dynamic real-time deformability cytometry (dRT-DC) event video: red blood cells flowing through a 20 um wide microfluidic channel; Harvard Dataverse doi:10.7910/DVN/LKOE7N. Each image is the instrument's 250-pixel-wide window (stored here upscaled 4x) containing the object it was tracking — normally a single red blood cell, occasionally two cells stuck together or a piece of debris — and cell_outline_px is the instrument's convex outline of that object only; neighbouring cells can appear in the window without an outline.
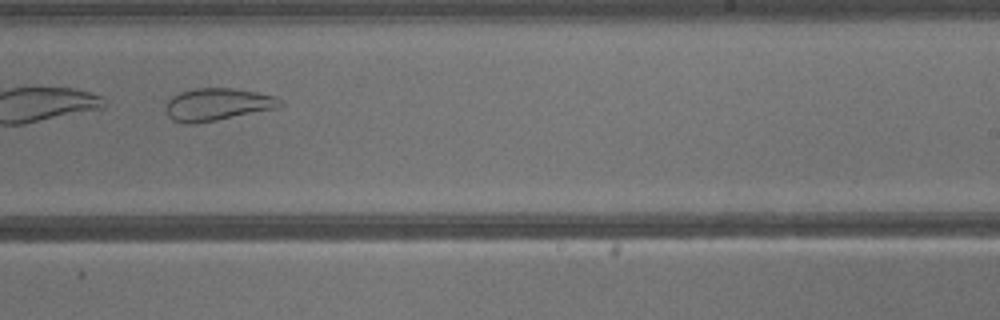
{"species": "common noctule bat (a hibernating species)", "species_latin": "Nyctalus noctula", "temperature_condition": "warm", "stored_images_in_passage": 34, "camera_frame_rate_fps": 3000, "um_per_image_px": 0.085, "animal": {"sex": "male", "body_mass_g": 13.3}, "frame": {"image": 1, "passage_image": 20, "time_ms": 6.333, "image_size_px": [1000, 320], "cell_outline_px": [[284, 104], [276, 108], [196, 124], [184, 124], [172, 120], [168, 116], [164, 108], [164, 104], [172, 96], [180, 92], [196, 88], [232, 88], [256, 92], [276, 96], [284, 100]], "centroid_in_image_um": [18.45, 8.88], "position_along_channel_um": 270.5, "area_um2": 21.79}}
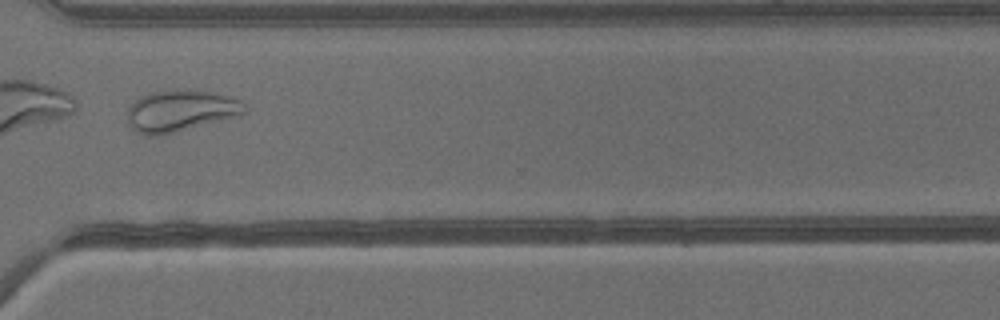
{"frame": {"image": 2, "passage_image": 25, "time_ms": 8.0, "image_size_px": [1000, 320], "cell_outline_px": [[248, 112], [240, 116], [160, 136], [148, 136], [136, 132], [132, 128], [128, 120], [128, 108], [140, 96], [148, 92], [212, 92], [228, 96], [240, 100], [248, 108]], "centroid_in_image_um": [15.38, 9.47], "position_along_channel_um": 355.2, "area_um2": 27.98}}